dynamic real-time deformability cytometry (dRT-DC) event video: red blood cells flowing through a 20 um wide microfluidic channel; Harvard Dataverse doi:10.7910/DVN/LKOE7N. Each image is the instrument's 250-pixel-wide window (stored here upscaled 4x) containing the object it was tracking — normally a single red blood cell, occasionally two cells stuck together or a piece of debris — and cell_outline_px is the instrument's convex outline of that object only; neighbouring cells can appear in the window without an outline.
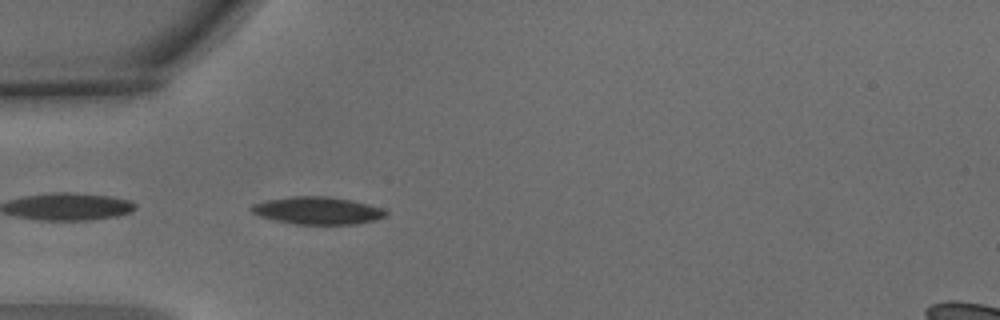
{"species": "common noctule bat (a hibernating species)", "species_latin": "Nyctalus noctula", "temperature_condition": "warm", "stored_images_in_passage": 1, "camera_frame_rate_fps": 3000, "um_per_image_px": 0.085, "animal": {"sex": "male", "body_mass_g": 15.6}, "frame": {"image": 1, "passage_image": 1, "time_ms": 0.0, "image_size_px": [1000, 320], "cell_outline_px": [[388, 216], [376, 220], [356, 224], [296, 224], [276, 220], [260, 216], [252, 212], [248, 208], [252, 204], [268, 200], [292, 196], [332, 196], [352, 200], [368, 204], [380, 208], [388, 212]], "centroid_in_image_um": [27.01, 17.89], "position_along_channel_um": 58.0, "area_um2": 21.56}}